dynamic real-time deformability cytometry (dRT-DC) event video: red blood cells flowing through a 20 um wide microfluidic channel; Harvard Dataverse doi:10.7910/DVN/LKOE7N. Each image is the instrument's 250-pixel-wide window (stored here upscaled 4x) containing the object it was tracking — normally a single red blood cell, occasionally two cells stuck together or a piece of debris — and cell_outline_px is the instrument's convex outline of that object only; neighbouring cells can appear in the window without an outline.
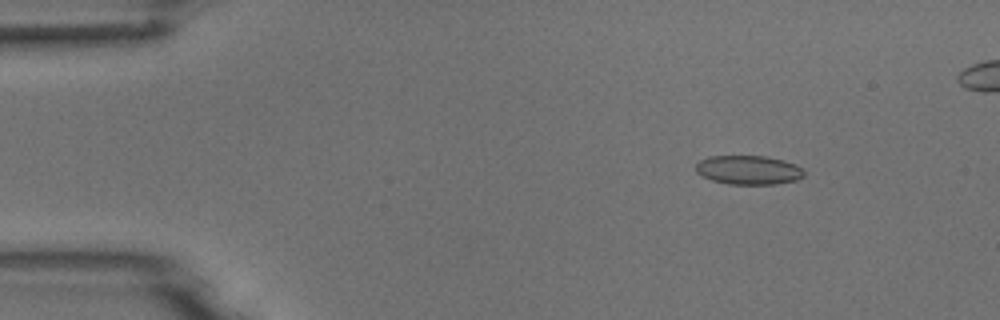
{"species": "common noctule bat (a hibernating species)", "species_latin": "Nyctalus noctula", "temperature_condition": "room temperature", "stored_images_in_passage": 5, "camera_frame_rate_fps": 3000, "um_per_image_px": 0.085, "animal": {"sex": "male", "body_mass_g": 18.8}, "frame": {"image": 1, "passage_image": 2, "time_ms": 2.0, "image_size_px": [1000, 320], "cell_outline_px": [[804, 176], [796, 180], [776, 184], [728, 184], [712, 180], [696, 172], [696, 164], [700, 160], [708, 156], [764, 156], [784, 160], [796, 164], [804, 172]], "centroid_in_image_um": [63.62, 14.44], "position_along_channel_um": 21.4, "area_um2": 18.26}}